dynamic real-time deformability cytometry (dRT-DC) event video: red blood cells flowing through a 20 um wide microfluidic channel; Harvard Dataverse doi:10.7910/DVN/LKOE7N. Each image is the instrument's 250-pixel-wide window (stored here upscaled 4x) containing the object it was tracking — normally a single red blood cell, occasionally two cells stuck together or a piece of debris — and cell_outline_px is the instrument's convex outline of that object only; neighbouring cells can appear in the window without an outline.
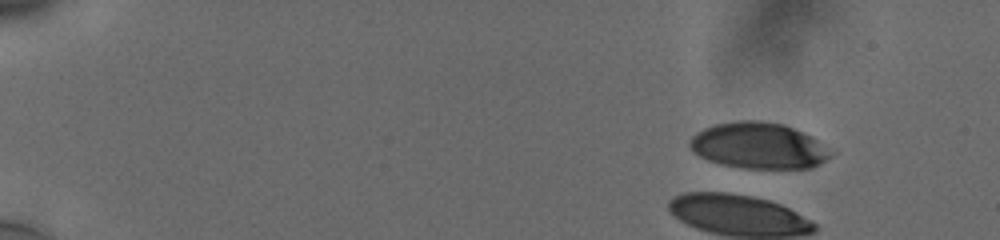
{"species": "human", "species_latin": "Homo sapiens", "temperature_condition": "cold", "stored_images_in_passage": 19, "camera_frame_rate_fps": 3000, "um_per_image_px": 0.085, "donor": {"sex": "male"}, "frame": {"image": 1, "passage_image": 4, "time_ms": 1.333, "image_size_px": [1000, 240], "cell_outline_px": [[828, 156], [820, 164], [812, 168], [744, 168], [724, 164], [708, 160], [700, 156], [688, 144], [692, 136], [696, 132], [712, 124], [736, 120], [764, 120], [784, 124], [804, 132], [816, 140]], "centroid_in_image_um": [64.39, 12.35], "position_along_channel_um": 20.6, "area_um2": 37.34}}